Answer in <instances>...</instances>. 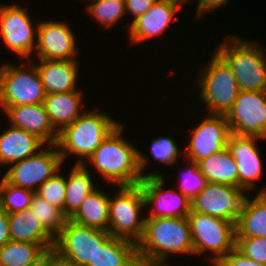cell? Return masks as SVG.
<instances>
[{
  "label": "cell",
  "mask_w": 266,
  "mask_h": 266,
  "mask_svg": "<svg viewBox=\"0 0 266 266\" xmlns=\"http://www.w3.org/2000/svg\"><path fill=\"white\" fill-rule=\"evenodd\" d=\"M231 132L266 140V91H242L225 115Z\"/></svg>",
  "instance_id": "cell-11"
},
{
  "label": "cell",
  "mask_w": 266,
  "mask_h": 266,
  "mask_svg": "<svg viewBox=\"0 0 266 266\" xmlns=\"http://www.w3.org/2000/svg\"><path fill=\"white\" fill-rule=\"evenodd\" d=\"M187 218L195 255L210 252V256L213 255L209 259L210 264L215 266L235 248L236 224L234 222L192 210Z\"/></svg>",
  "instance_id": "cell-6"
},
{
  "label": "cell",
  "mask_w": 266,
  "mask_h": 266,
  "mask_svg": "<svg viewBox=\"0 0 266 266\" xmlns=\"http://www.w3.org/2000/svg\"><path fill=\"white\" fill-rule=\"evenodd\" d=\"M8 217L11 240L39 244L45 251L53 250L55 238L30 208L8 214Z\"/></svg>",
  "instance_id": "cell-21"
},
{
  "label": "cell",
  "mask_w": 266,
  "mask_h": 266,
  "mask_svg": "<svg viewBox=\"0 0 266 266\" xmlns=\"http://www.w3.org/2000/svg\"><path fill=\"white\" fill-rule=\"evenodd\" d=\"M207 182L238 187V166L227 148L198 163Z\"/></svg>",
  "instance_id": "cell-28"
},
{
  "label": "cell",
  "mask_w": 266,
  "mask_h": 266,
  "mask_svg": "<svg viewBox=\"0 0 266 266\" xmlns=\"http://www.w3.org/2000/svg\"><path fill=\"white\" fill-rule=\"evenodd\" d=\"M46 266H75L58 257L53 250L46 251Z\"/></svg>",
  "instance_id": "cell-41"
},
{
  "label": "cell",
  "mask_w": 266,
  "mask_h": 266,
  "mask_svg": "<svg viewBox=\"0 0 266 266\" xmlns=\"http://www.w3.org/2000/svg\"><path fill=\"white\" fill-rule=\"evenodd\" d=\"M137 253L141 266H169L166 259L172 254H194L188 218H145Z\"/></svg>",
  "instance_id": "cell-2"
},
{
  "label": "cell",
  "mask_w": 266,
  "mask_h": 266,
  "mask_svg": "<svg viewBox=\"0 0 266 266\" xmlns=\"http://www.w3.org/2000/svg\"><path fill=\"white\" fill-rule=\"evenodd\" d=\"M96 110L83 112L58 133L56 146L63 162L71 154L79 156L74 164L86 163L102 141L120 124L105 111Z\"/></svg>",
  "instance_id": "cell-3"
},
{
  "label": "cell",
  "mask_w": 266,
  "mask_h": 266,
  "mask_svg": "<svg viewBox=\"0 0 266 266\" xmlns=\"http://www.w3.org/2000/svg\"><path fill=\"white\" fill-rule=\"evenodd\" d=\"M197 82L200 100L208 114L226 115L240 92L236 77L227 63L214 51Z\"/></svg>",
  "instance_id": "cell-5"
},
{
  "label": "cell",
  "mask_w": 266,
  "mask_h": 266,
  "mask_svg": "<svg viewBox=\"0 0 266 266\" xmlns=\"http://www.w3.org/2000/svg\"><path fill=\"white\" fill-rule=\"evenodd\" d=\"M246 192L240 187L207 182L191 201V210L237 224Z\"/></svg>",
  "instance_id": "cell-13"
},
{
  "label": "cell",
  "mask_w": 266,
  "mask_h": 266,
  "mask_svg": "<svg viewBox=\"0 0 266 266\" xmlns=\"http://www.w3.org/2000/svg\"><path fill=\"white\" fill-rule=\"evenodd\" d=\"M118 188L117 196L109 201V233L137 244L145 225V217L140 216L146 206L143 190L140 184Z\"/></svg>",
  "instance_id": "cell-7"
},
{
  "label": "cell",
  "mask_w": 266,
  "mask_h": 266,
  "mask_svg": "<svg viewBox=\"0 0 266 266\" xmlns=\"http://www.w3.org/2000/svg\"><path fill=\"white\" fill-rule=\"evenodd\" d=\"M30 209L37 216L42 226L55 238L67 220L63 215L62 210L51 205L43 197L34 193L30 205Z\"/></svg>",
  "instance_id": "cell-30"
},
{
  "label": "cell",
  "mask_w": 266,
  "mask_h": 266,
  "mask_svg": "<svg viewBox=\"0 0 266 266\" xmlns=\"http://www.w3.org/2000/svg\"><path fill=\"white\" fill-rule=\"evenodd\" d=\"M11 126L35 135L44 144H56L58 132L53 127L44 104L0 106Z\"/></svg>",
  "instance_id": "cell-19"
},
{
  "label": "cell",
  "mask_w": 266,
  "mask_h": 266,
  "mask_svg": "<svg viewBox=\"0 0 266 266\" xmlns=\"http://www.w3.org/2000/svg\"><path fill=\"white\" fill-rule=\"evenodd\" d=\"M85 266H141L137 244L129 240L110 236Z\"/></svg>",
  "instance_id": "cell-24"
},
{
  "label": "cell",
  "mask_w": 266,
  "mask_h": 266,
  "mask_svg": "<svg viewBox=\"0 0 266 266\" xmlns=\"http://www.w3.org/2000/svg\"><path fill=\"white\" fill-rule=\"evenodd\" d=\"M38 60H78L77 41L68 23L42 21L37 25Z\"/></svg>",
  "instance_id": "cell-15"
},
{
  "label": "cell",
  "mask_w": 266,
  "mask_h": 266,
  "mask_svg": "<svg viewBox=\"0 0 266 266\" xmlns=\"http://www.w3.org/2000/svg\"><path fill=\"white\" fill-rule=\"evenodd\" d=\"M32 18L16 3L0 6V37L5 46L19 58L30 59L37 40V27H33Z\"/></svg>",
  "instance_id": "cell-12"
},
{
  "label": "cell",
  "mask_w": 266,
  "mask_h": 266,
  "mask_svg": "<svg viewBox=\"0 0 266 266\" xmlns=\"http://www.w3.org/2000/svg\"><path fill=\"white\" fill-rule=\"evenodd\" d=\"M110 196L96 188L87 196L70 220L80 225L109 232Z\"/></svg>",
  "instance_id": "cell-27"
},
{
  "label": "cell",
  "mask_w": 266,
  "mask_h": 266,
  "mask_svg": "<svg viewBox=\"0 0 266 266\" xmlns=\"http://www.w3.org/2000/svg\"><path fill=\"white\" fill-rule=\"evenodd\" d=\"M186 3L183 0H157L143 15L129 22L130 43H141L164 33L173 22L176 11Z\"/></svg>",
  "instance_id": "cell-17"
},
{
  "label": "cell",
  "mask_w": 266,
  "mask_h": 266,
  "mask_svg": "<svg viewBox=\"0 0 266 266\" xmlns=\"http://www.w3.org/2000/svg\"><path fill=\"white\" fill-rule=\"evenodd\" d=\"M77 60H39L35 63L46 94L78 90ZM77 88V89H76Z\"/></svg>",
  "instance_id": "cell-20"
},
{
  "label": "cell",
  "mask_w": 266,
  "mask_h": 266,
  "mask_svg": "<svg viewBox=\"0 0 266 266\" xmlns=\"http://www.w3.org/2000/svg\"><path fill=\"white\" fill-rule=\"evenodd\" d=\"M63 164L56 144H47L44 149L11 164L2 177L8 183L36 192Z\"/></svg>",
  "instance_id": "cell-10"
},
{
  "label": "cell",
  "mask_w": 266,
  "mask_h": 266,
  "mask_svg": "<svg viewBox=\"0 0 266 266\" xmlns=\"http://www.w3.org/2000/svg\"><path fill=\"white\" fill-rule=\"evenodd\" d=\"M224 40L225 43L217 45L215 52L231 68L239 89L266 91V48L232 34Z\"/></svg>",
  "instance_id": "cell-4"
},
{
  "label": "cell",
  "mask_w": 266,
  "mask_h": 266,
  "mask_svg": "<svg viewBox=\"0 0 266 266\" xmlns=\"http://www.w3.org/2000/svg\"><path fill=\"white\" fill-rule=\"evenodd\" d=\"M87 12L100 22L101 26L109 28L126 15L125 0H96L90 2Z\"/></svg>",
  "instance_id": "cell-32"
},
{
  "label": "cell",
  "mask_w": 266,
  "mask_h": 266,
  "mask_svg": "<svg viewBox=\"0 0 266 266\" xmlns=\"http://www.w3.org/2000/svg\"><path fill=\"white\" fill-rule=\"evenodd\" d=\"M10 240L8 213L0 207V248Z\"/></svg>",
  "instance_id": "cell-40"
},
{
  "label": "cell",
  "mask_w": 266,
  "mask_h": 266,
  "mask_svg": "<svg viewBox=\"0 0 266 266\" xmlns=\"http://www.w3.org/2000/svg\"><path fill=\"white\" fill-rule=\"evenodd\" d=\"M188 169L183 172L182 179L178 186L182 194L188 197L191 201L205 188L207 184L206 177L201 173L199 165L188 161Z\"/></svg>",
  "instance_id": "cell-34"
},
{
  "label": "cell",
  "mask_w": 266,
  "mask_h": 266,
  "mask_svg": "<svg viewBox=\"0 0 266 266\" xmlns=\"http://www.w3.org/2000/svg\"><path fill=\"white\" fill-rule=\"evenodd\" d=\"M124 126L119 124L101 143V145L93 152L87 160L94 168V172L99 173L103 177V181L116 186H132L139 184L143 177L163 176L159 172L144 173V167L148 165L146 155L136 149L122 135ZM87 165V166H86Z\"/></svg>",
  "instance_id": "cell-1"
},
{
  "label": "cell",
  "mask_w": 266,
  "mask_h": 266,
  "mask_svg": "<svg viewBox=\"0 0 266 266\" xmlns=\"http://www.w3.org/2000/svg\"><path fill=\"white\" fill-rule=\"evenodd\" d=\"M34 191L0 180V207L8 214L30 208Z\"/></svg>",
  "instance_id": "cell-31"
},
{
  "label": "cell",
  "mask_w": 266,
  "mask_h": 266,
  "mask_svg": "<svg viewBox=\"0 0 266 266\" xmlns=\"http://www.w3.org/2000/svg\"><path fill=\"white\" fill-rule=\"evenodd\" d=\"M91 171L83 164H74L66 177V197L63 215L70 219L80 208L81 204L95 189Z\"/></svg>",
  "instance_id": "cell-26"
},
{
  "label": "cell",
  "mask_w": 266,
  "mask_h": 266,
  "mask_svg": "<svg viewBox=\"0 0 266 266\" xmlns=\"http://www.w3.org/2000/svg\"><path fill=\"white\" fill-rule=\"evenodd\" d=\"M165 176L143 177L139 183L144 193L146 207L151 211L145 218L155 217H187L191 212V200L174 189L163 188Z\"/></svg>",
  "instance_id": "cell-16"
},
{
  "label": "cell",
  "mask_w": 266,
  "mask_h": 266,
  "mask_svg": "<svg viewBox=\"0 0 266 266\" xmlns=\"http://www.w3.org/2000/svg\"><path fill=\"white\" fill-rule=\"evenodd\" d=\"M25 62L5 63L0 67V106L36 105L44 102L46 93L36 65ZM27 68V69H26Z\"/></svg>",
  "instance_id": "cell-8"
},
{
  "label": "cell",
  "mask_w": 266,
  "mask_h": 266,
  "mask_svg": "<svg viewBox=\"0 0 266 266\" xmlns=\"http://www.w3.org/2000/svg\"><path fill=\"white\" fill-rule=\"evenodd\" d=\"M44 143L29 132L10 126L0 135V164L11 165L35 154Z\"/></svg>",
  "instance_id": "cell-22"
},
{
  "label": "cell",
  "mask_w": 266,
  "mask_h": 266,
  "mask_svg": "<svg viewBox=\"0 0 266 266\" xmlns=\"http://www.w3.org/2000/svg\"><path fill=\"white\" fill-rule=\"evenodd\" d=\"M192 131L191 139L183 156L198 164L210 155L227 148L232 134L225 115L207 114Z\"/></svg>",
  "instance_id": "cell-14"
},
{
  "label": "cell",
  "mask_w": 266,
  "mask_h": 266,
  "mask_svg": "<svg viewBox=\"0 0 266 266\" xmlns=\"http://www.w3.org/2000/svg\"><path fill=\"white\" fill-rule=\"evenodd\" d=\"M235 248L246 257L266 265V237H236Z\"/></svg>",
  "instance_id": "cell-36"
},
{
  "label": "cell",
  "mask_w": 266,
  "mask_h": 266,
  "mask_svg": "<svg viewBox=\"0 0 266 266\" xmlns=\"http://www.w3.org/2000/svg\"><path fill=\"white\" fill-rule=\"evenodd\" d=\"M186 4H188L189 3V0H183ZM188 2V3H187Z\"/></svg>",
  "instance_id": "cell-43"
},
{
  "label": "cell",
  "mask_w": 266,
  "mask_h": 266,
  "mask_svg": "<svg viewBox=\"0 0 266 266\" xmlns=\"http://www.w3.org/2000/svg\"><path fill=\"white\" fill-rule=\"evenodd\" d=\"M236 237H266V188L253 198L247 195L236 224Z\"/></svg>",
  "instance_id": "cell-25"
},
{
  "label": "cell",
  "mask_w": 266,
  "mask_h": 266,
  "mask_svg": "<svg viewBox=\"0 0 266 266\" xmlns=\"http://www.w3.org/2000/svg\"><path fill=\"white\" fill-rule=\"evenodd\" d=\"M82 98V91L79 89L66 93L46 94L43 104L58 133L83 113L81 112L84 106Z\"/></svg>",
  "instance_id": "cell-23"
},
{
  "label": "cell",
  "mask_w": 266,
  "mask_h": 266,
  "mask_svg": "<svg viewBox=\"0 0 266 266\" xmlns=\"http://www.w3.org/2000/svg\"><path fill=\"white\" fill-rule=\"evenodd\" d=\"M215 266H266L243 255L234 248L228 252Z\"/></svg>",
  "instance_id": "cell-37"
},
{
  "label": "cell",
  "mask_w": 266,
  "mask_h": 266,
  "mask_svg": "<svg viewBox=\"0 0 266 266\" xmlns=\"http://www.w3.org/2000/svg\"><path fill=\"white\" fill-rule=\"evenodd\" d=\"M27 266H46V252L36 262Z\"/></svg>",
  "instance_id": "cell-42"
},
{
  "label": "cell",
  "mask_w": 266,
  "mask_h": 266,
  "mask_svg": "<svg viewBox=\"0 0 266 266\" xmlns=\"http://www.w3.org/2000/svg\"><path fill=\"white\" fill-rule=\"evenodd\" d=\"M192 1V0H189ZM197 1L196 15L198 19L206 15V13L213 12L219 7H223L229 0H194Z\"/></svg>",
  "instance_id": "cell-39"
},
{
  "label": "cell",
  "mask_w": 266,
  "mask_h": 266,
  "mask_svg": "<svg viewBox=\"0 0 266 266\" xmlns=\"http://www.w3.org/2000/svg\"><path fill=\"white\" fill-rule=\"evenodd\" d=\"M60 173V170L56 172L38 188L36 193L51 205L63 210L66 197V177Z\"/></svg>",
  "instance_id": "cell-33"
},
{
  "label": "cell",
  "mask_w": 266,
  "mask_h": 266,
  "mask_svg": "<svg viewBox=\"0 0 266 266\" xmlns=\"http://www.w3.org/2000/svg\"><path fill=\"white\" fill-rule=\"evenodd\" d=\"M257 140H265L256 136H238L231 134L227 149L236 160L238 166V187L245 192L255 188L256 180L263 174L262 160Z\"/></svg>",
  "instance_id": "cell-18"
},
{
  "label": "cell",
  "mask_w": 266,
  "mask_h": 266,
  "mask_svg": "<svg viewBox=\"0 0 266 266\" xmlns=\"http://www.w3.org/2000/svg\"><path fill=\"white\" fill-rule=\"evenodd\" d=\"M111 234L67 219L55 237L53 252L75 266H85Z\"/></svg>",
  "instance_id": "cell-9"
},
{
  "label": "cell",
  "mask_w": 266,
  "mask_h": 266,
  "mask_svg": "<svg viewBox=\"0 0 266 266\" xmlns=\"http://www.w3.org/2000/svg\"><path fill=\"white\" fill-rule=\"evenodd\" d=\"M157 0H125V12L133 16L135 20L138 16L145 14Z\"/></svg>",
  "instance_id": "cell-38"
},
{
  "label": "cell",
  "mask_w": 266,
  "mask_h": 266,
  "mask_svg": "<svg viewBox=\"0 0 266 266\" xmlns=\"http://www.w3.org/2000/svg\"><path fill=\"white\" fill-rule=\"evenodd\" d=\"M151 155L153 156L154 161L160 163L171 165L175 164L178 159L181 158L180 151L176 145L173 138L171 139L168 136L156 137L151 141L150 144Z\"/></svg>",
  "instance_id": "cell-35"
},
{
  "label": "cell",
  "mask_w": 266,
  "mask_h": 266,
  "mask_svg": "<svg viewBox=\"0 0 266 266\" xmlns=\"http://www.w3.org/2000/svg\"><path fill=\"white\" fill-rule=\"evenodd\" d=\"M45 252L39 244L10 240L0 248V266H27Z\"/></svg>",
  "instance_id": "cell-29"
}]
</instances>
